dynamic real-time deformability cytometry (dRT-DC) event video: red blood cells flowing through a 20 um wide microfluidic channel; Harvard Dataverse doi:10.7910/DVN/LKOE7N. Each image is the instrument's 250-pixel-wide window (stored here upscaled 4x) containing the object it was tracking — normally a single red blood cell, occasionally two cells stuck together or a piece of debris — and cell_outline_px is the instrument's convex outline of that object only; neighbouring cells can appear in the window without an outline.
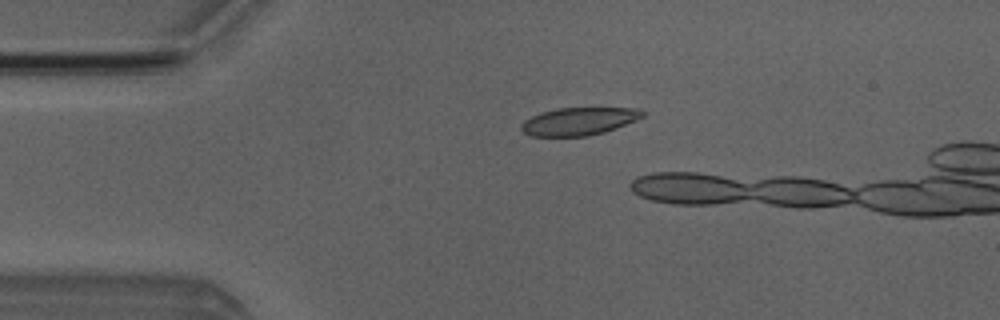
{"species": "Egyptian fruit bat (a non-hibernating species)", "species_latin": "Rousettus aegyptiacus", "temperature_condition": "room temperature", "stored_images_in_passage": 5, "camera_frame_rate_fps": 3000, "um_per_image_px": 0.085, "animal": {"sex": "male"}, "frame": {"image": 1, "passage_image": 3, "time_ms": 3.0, "image_size_px": [1000, 320], "cell_outline_px": [[644, 116], [636, 120], [616, 128], [604, 132], [588, 136], [528, 136], [520, 128], [520, 124], [524, 120], [532, 116], [556, 108], [640, 108], [644, 112]], "centroid_in_image_um": [49.2, 10.31], "position_along_channel_um": 35.8, "area_um2": 19.59}}